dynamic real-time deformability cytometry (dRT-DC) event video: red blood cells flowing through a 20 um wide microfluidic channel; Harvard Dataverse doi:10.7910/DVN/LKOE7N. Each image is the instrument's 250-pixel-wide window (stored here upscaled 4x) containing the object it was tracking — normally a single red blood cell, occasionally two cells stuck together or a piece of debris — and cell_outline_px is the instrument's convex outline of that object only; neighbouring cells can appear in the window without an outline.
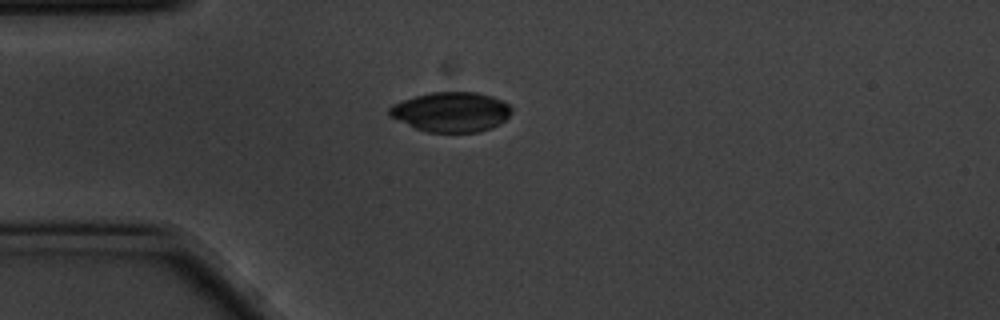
{"species": "common noctule bat (a hibernating species)", "species_latin": "Nyctalus noctula", "temperature_condition": "cold", "stored_images_in_passage": 43, "camera_frame_rate_fps": 3000, "um_per_image_px": 0.085, "animal": {"sex": "male", "body_mass_g": 20.1, "forearm_length_mm": 53.5}, "frame": {"image": 1, "passage_image": 1, "time_ms": 0.0, "image_size_px": [1000, 320], "cell_outline_px": [[512, 112], [500, 124], [492, 128], [480, 132], [428, 132], [416, 128], [388, 116], [388, 108], [392, 104], [416, 96], [432, 92], [476, 92], [492, 96], [508, 104], [512, 108]], "centroid_in_image_um": [38.35, 9.52], "position_along_channel_um": 46.6, "area_um2": 28.32}}
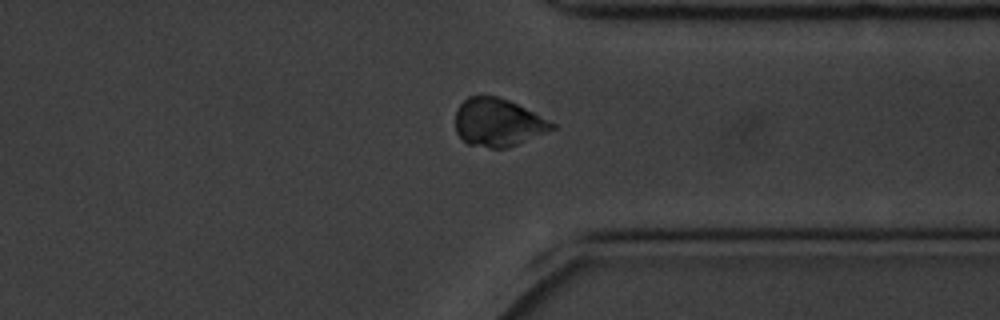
{"frame": {"image": 2, "passage_image": 30, "time_ms": 9.667, "image_size_px": [1000, 320], "cell_outline_px": [[556, 128], [508, 148], [492, 148], [468, 144], [456, 132], [456, 108], [468, 96], [496, 96], [508, 100], [556, 124]], "centroid_in_image_um": [42.3, 10.41], "position_along_channel_um": 369.1, "area_um2": 26.65}}
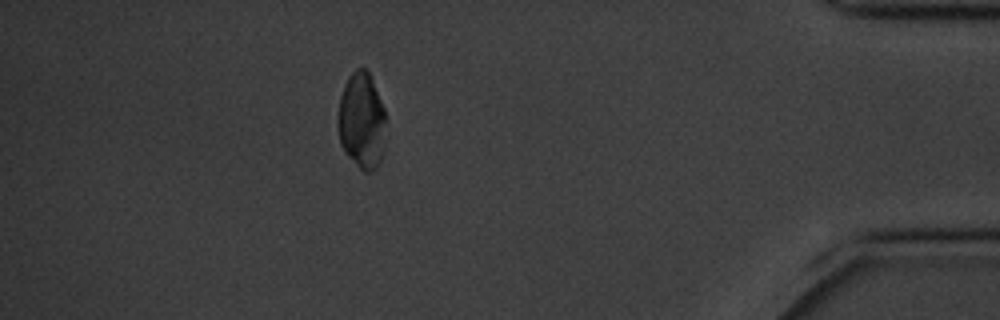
{"frame": {"image": 3, "passage_image": 37, "time_ms": 12.0, "image_size_px": [1000, 320], "cell_outline_px": [[384, 148], [380, 160], [376, 168], [372, 172], [364, 172], [344, 152], [340, 144], [336, 124], [340, 96], [348, 76], [356, 68], [364, 68], [368, 72], [372, 80], [384, 108]], "centroid_in_image_um": [30.71, 10.28], "position_along_channel_um": 404.5, "area_um2": 26.99}, "authors_computed_cell_mechanics": {"area_um2": 27.3394, "velocity_mm_per_s": 3.4919, "shape_relaxation_time_tau1_ms": 3.1614, "shape_relaxation_time_tau2_ms": null, "deformation_change_tau1": 0.0659, "deformation_change_tau2": null}}